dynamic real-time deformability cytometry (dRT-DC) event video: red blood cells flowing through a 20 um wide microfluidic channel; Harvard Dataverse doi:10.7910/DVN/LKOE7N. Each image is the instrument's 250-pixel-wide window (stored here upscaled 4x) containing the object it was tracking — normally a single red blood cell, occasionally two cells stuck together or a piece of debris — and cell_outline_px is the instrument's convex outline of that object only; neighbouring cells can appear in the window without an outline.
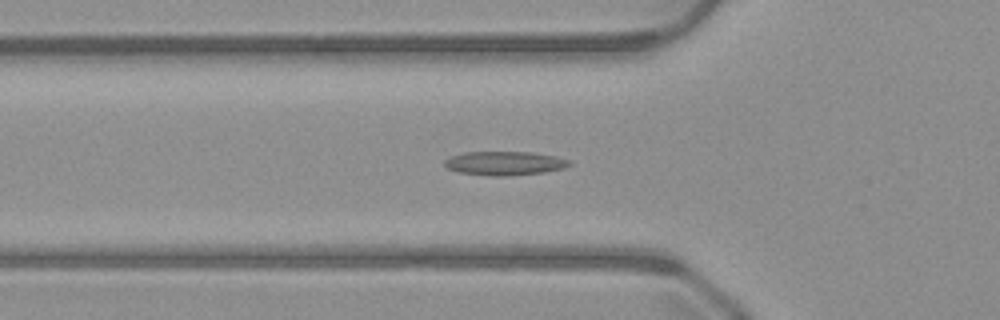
{"species": "common noctule bat (a hibernating species)", "species_latin": "Nyctalus noctula", "temperature_condition": "warm", "stored_images_in_passage": 51, "camera_frame_rate_fps": 3000, "um_per_image_px": 0.085, "animal": {"sex": "male", "body_mass_g": 23.1, "forearm_length_mm": 52.7}, "frame": {"image": 1, "passage_image": 17, "time_ms": 5.333, "image_size_px": [1000, 320], "cell_outline_px": [[572, 164], [564, 168], [544, 172], [512, 176], [496, 176], [456, 172], [448, 168], [444, 164], [444, 160], [452, 156], [464, 152], [532, 152], [556, 156], [572, 160]], "centroid_in_image_um": [42.93, 13.88], "position_along_channel_um": 82.9, "area_um2": 17.51}}
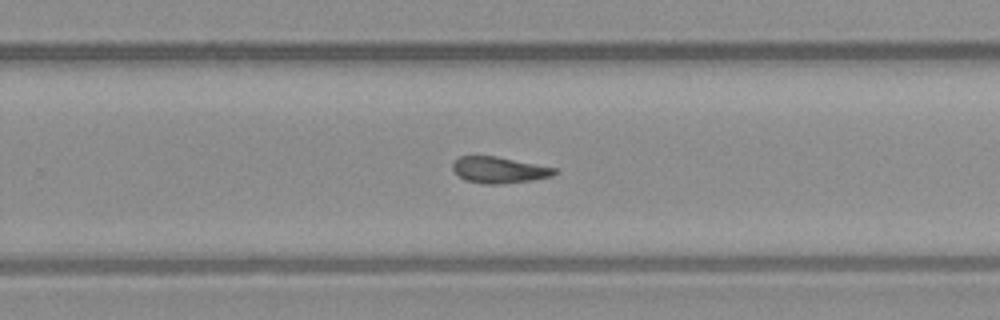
{"frame": {"image": 2, "passage_image": 32, "time_ms": 10.333, "image_size_px": [1000, 320], "cell_outline_px": [[556, 172], [552, 176], [532, 180], [500, 184], [484, 184], [464, 180], [452, 168], [452, 164], [460, 156], [496, 156], [556, 168]], "centroid_in_image_um": [42.41, 14.45], "position_along_channel_um": 287.4, "area_um2": 15.43}}
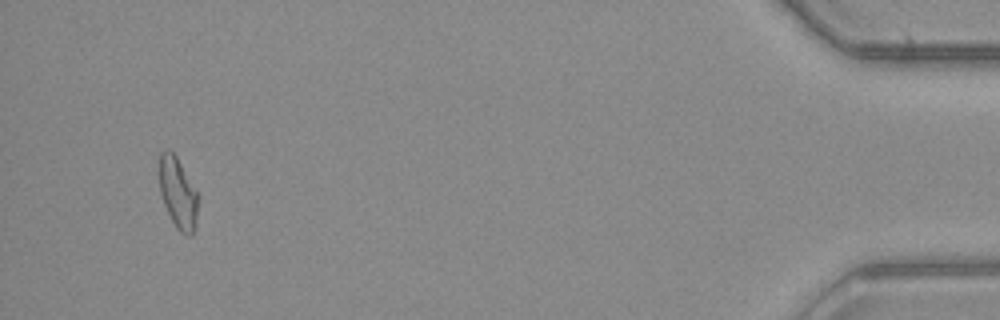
{"frame": {"image": 3, "passage_image": 48, "time_ms": 15.667, "image_size_px": [1000, 320], "cell_outline_px": [[196, 220], [192, 236], [184, 236], [176, 228], [160, 196], [160, 152], [164, 148], [168, 148], [176, 156], [196, 192]], "centroid_in_image_um": [15.09, 16.42], "position_along_channel_um": 420.1, "area_um2": 15.61}}